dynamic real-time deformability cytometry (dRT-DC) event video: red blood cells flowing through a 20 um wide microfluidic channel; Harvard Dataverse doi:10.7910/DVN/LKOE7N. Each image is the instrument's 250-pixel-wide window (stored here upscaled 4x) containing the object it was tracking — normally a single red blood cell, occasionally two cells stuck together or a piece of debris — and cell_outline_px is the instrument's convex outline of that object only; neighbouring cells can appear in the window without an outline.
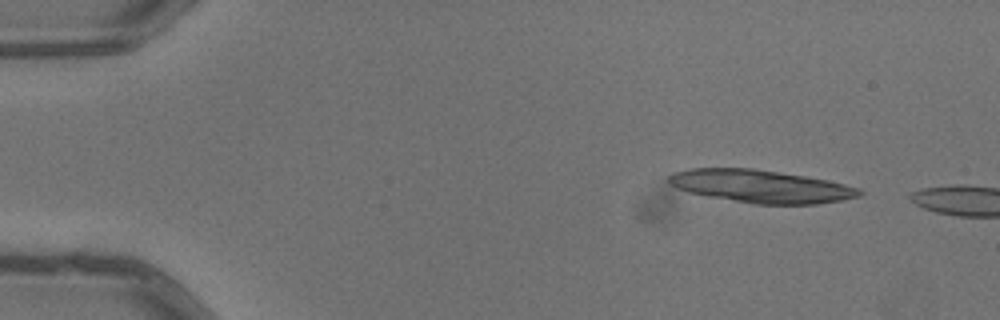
{"species": "common noctule bat (a hibernating species)", "species_latin": "Nyctalus noctula", "temperature_condition": "warm", "stored_images_in_passage": 5, "camera_frame_rate_fps": 3000, "um_per_image_px": 0.085, "animal": {"sex": "male", "body_mass_g": 13.3}, "frame": {"image": 1, "passage_image": 1, "time_ms": 0.0, "image_size_px": [1000, 320], "cell_outline_px": [[864, 192], [860, 196], [840, 200], [816, 204], [752, 204], [708, 196], [688, 192], [676, 188], [668, 180], [668, 176], [672, 172], [688, 168], [752, 168], [804, 176], [828, 180], [860, 188]], "centroid_in_image_um": [64.65, 15.83], "position_along_channel_um": 20.3, "area_um2": 36.41}}
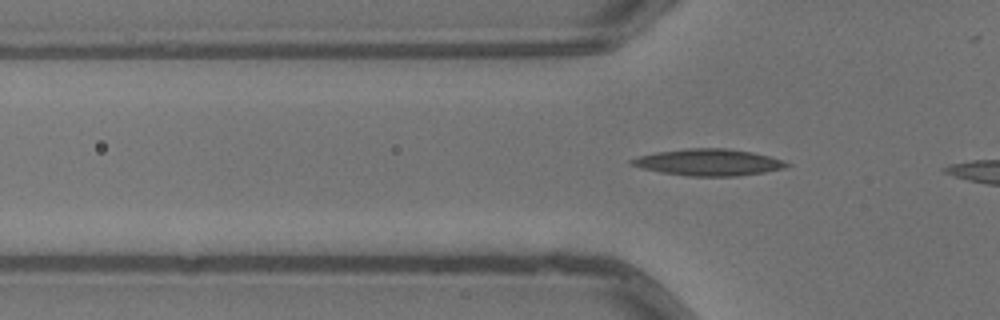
{"frame": {"image": 2, "passage_image": 5, "time_ms": 1.333, "image_size_px": [1000, 320], "cell_outline_px": [[792, 164], [784, 168], [764, 172], [736, 176], [688, 176], [660, 172], [628, 164], [628, 160], [640, 156], [656, 152], [688, 148], [728, 148], [752, 152], [784, 160]], "centroid_in_image_um": [60.23, 13.79], "position_along_channel_um": 65.6, "area_um2": 24.04}}